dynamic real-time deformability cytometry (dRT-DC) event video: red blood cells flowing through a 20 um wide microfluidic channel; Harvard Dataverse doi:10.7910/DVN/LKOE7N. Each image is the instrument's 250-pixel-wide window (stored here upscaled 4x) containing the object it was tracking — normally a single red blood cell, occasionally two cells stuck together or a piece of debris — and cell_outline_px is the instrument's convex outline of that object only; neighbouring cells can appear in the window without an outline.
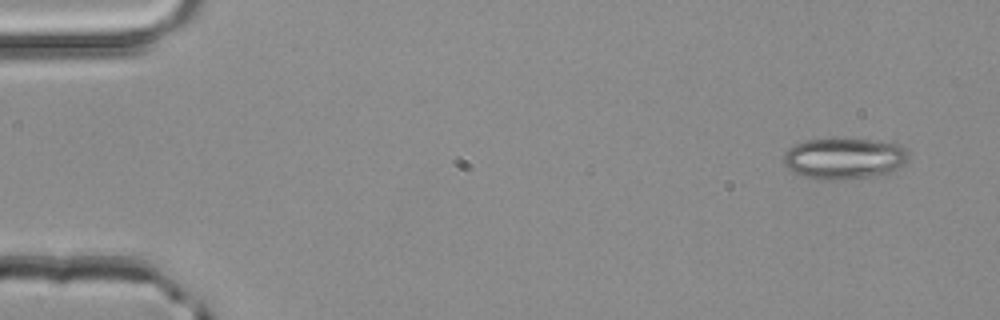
{"species": "common noctule bat (a hibernating species)", "species_latin": "Nyctalus noctula", "temperature_condition": "room temperature", "stored_images_in_passage": 3, "camera_frame_rate_fps": 3000, "um_per_image_px": 0.085, "animal": {"sex": "male", "body_mass_g": 20.4}, "frame": {"image": 1, "passage_image": 1, "time_ms": 0.0, "image_size_px": [1000, 320], "cell_outline_px": [[908, 156], [904, 164], [892, 172], [876, 176], [832, 180], [804, 176], [792, 172], [784, 164], [784, 156], [788, 148], [804, 140], [832, 136], [836, 136], [872, 140], [900, 144], [908, 152]], "centroid_in_image_um": [71.75, 13.42], "position_along_channel_um": 13.2, "area_um2": 30.63}}